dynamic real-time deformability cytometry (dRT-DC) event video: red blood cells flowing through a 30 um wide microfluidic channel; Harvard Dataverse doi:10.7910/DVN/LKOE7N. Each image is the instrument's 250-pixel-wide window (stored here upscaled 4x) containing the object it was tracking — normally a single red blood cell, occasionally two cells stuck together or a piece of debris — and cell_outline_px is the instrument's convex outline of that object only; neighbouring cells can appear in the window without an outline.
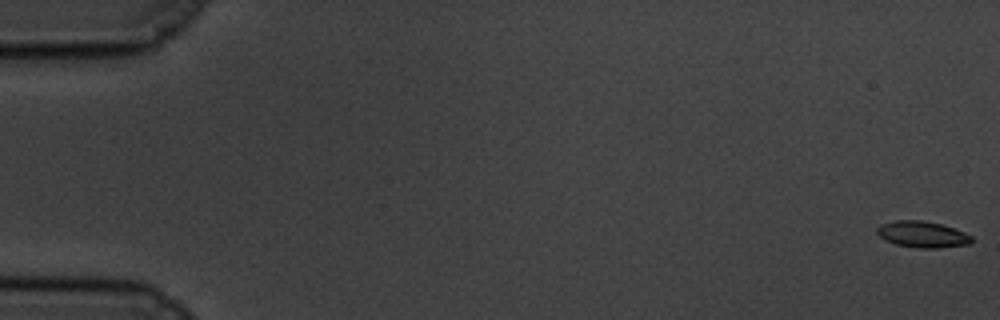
{"species": "common noctule bat (a hibernating species)", "species_latin": "Nyctalus noctula", "temperature_condition": "cold", "stored_images_in_passage": 59, "camera_frame_rate_fps": 3000, "um_per_image_px": 0.085, "animal": {"sex": "male", "body_mass_g": 19.5, "forearm_length_mm": 54.6}, "frame": {"image": 1, "passage_image": 1, "time_ms": 0.0, "image_size_px": [1000, 320], "cell_outline_px": [[972, 244], [936, 248], [916, 248], [896, 244], [884, 240], [876, 232], [876, 228], [880, 224], [896, 220], [920, 220], [940, 224], [964, 232], [972, 236]], "centroid_in_image_um": [78.38, 19.93], "position_along_channel_um": 6.6, "area_um2": 14.51}}
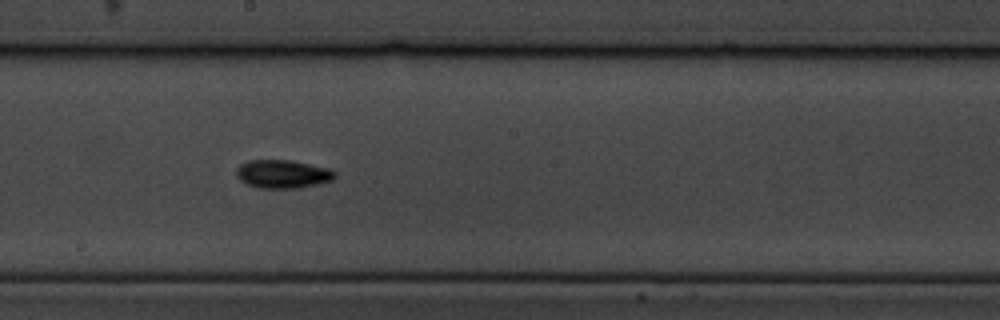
{"frame": {"image": 2, "passage_image": 33, "time_ms": 10.667, "image_size_px": [1000, 320], "cell_outline_px": [[336, 176], [332, 180], [300, 188], [260, 188], [248, 184], [240, 180], [236, 176], [236, 168], [240, 164], [248, 160], [292, 160], [328, 168], [336, 172]], "centroid_in_image_um": [24.01, 14.78], "position_along_channel_um": 224.2, "area_um2": 16.3}}
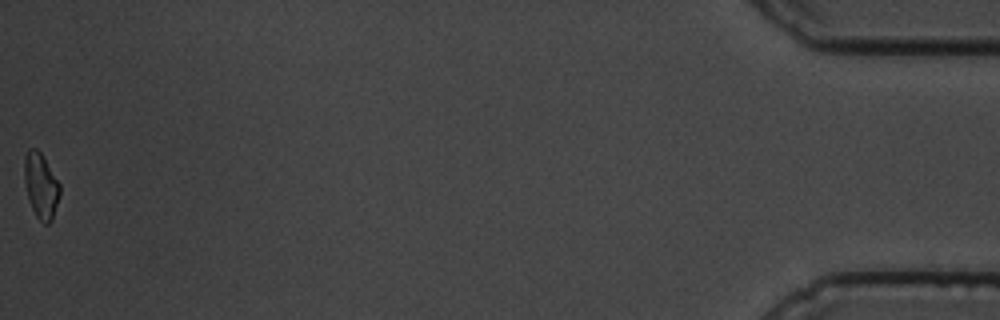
{"frame": {"image": 3, "passage_image": 59, "time_ms": 19.333, "image_size_px": [1000, 320], "cell_outline_px": [[60, 196], [52, 220], [48, 224], [44, 224], [36, 216], [32, 208], [28, 196], [24, 180], [24, 156], [28, 148], [36, 148], [40, 152], [60, 184]], "centroid_in_image_um": [3.48, 15.78], "position_along_channel_um": 431.7, "area_um2": 13.47}, "authors_computed_cell_mechanics": {"area_um2": 14.5078, "velocity_mm_per_s": 3.4737, "shape_relaxation_time_tau1_ms": 3.3258, "shape_relaxation_time_tau2_ms": null, "deformation_change_tau1": 0.0885, "deformation_change_tau2": null}}